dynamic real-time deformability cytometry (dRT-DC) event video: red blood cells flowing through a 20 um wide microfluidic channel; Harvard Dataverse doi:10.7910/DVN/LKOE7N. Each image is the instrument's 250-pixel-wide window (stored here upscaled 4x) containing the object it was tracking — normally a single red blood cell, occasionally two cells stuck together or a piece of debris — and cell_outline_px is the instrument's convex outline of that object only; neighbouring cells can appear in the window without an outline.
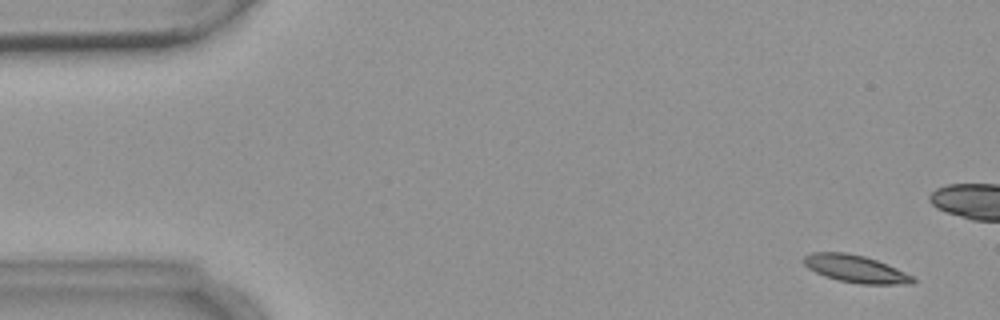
{"species": "common noctule bat (a hibernating species)", "species_latin": "Nyctalus noctula", "temperature_condition": "warm", "stored_images_in_passage": 7, "camera_frame_rate_fps": 3000, "um_per_image_px": 0.085, "animal": {"sex": "female", "body_mass_g": 18.4}, "frame": {"image": 1, "passage_image": 1, "time_ms": 0.0, "image_size_px": [1000, 320], "cell_outline_px": [[916, 280], [912, 284], [860, 284], [840, 280], [824, 276], [808, 268], [804, 264], [804, 256], [812, 252], [844, 252], [864, 256], [876, 260], [896, 268], [912, 276]], "centroid_in_image_um": [72.71, 22.85], "position_along_channel_um": 12.3, "area_um2": 17.22}}